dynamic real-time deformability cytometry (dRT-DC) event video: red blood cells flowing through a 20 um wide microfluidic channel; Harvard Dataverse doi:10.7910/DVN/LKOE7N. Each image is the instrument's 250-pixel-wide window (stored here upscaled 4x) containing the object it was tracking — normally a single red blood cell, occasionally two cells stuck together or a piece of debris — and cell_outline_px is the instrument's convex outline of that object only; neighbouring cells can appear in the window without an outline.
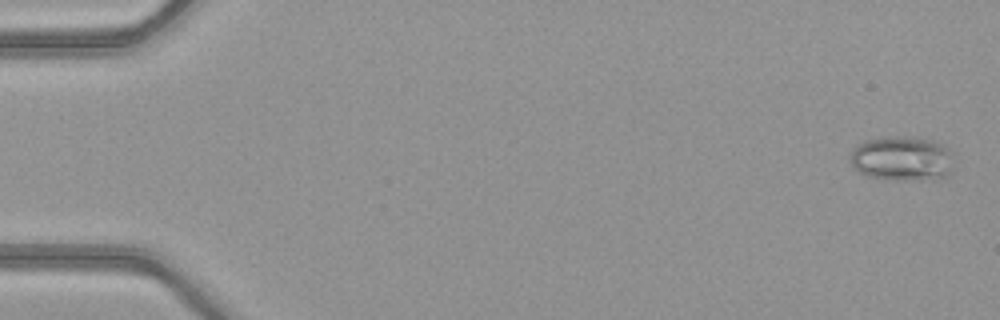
{"species": "common noctule bat (a hibernating species)", "species_latin": "Nyctalus noctula", "temperature_condition": "warm", "stored_images_in_passage": 51, "camera_frame_rate_fps": 3000, "um_per_image_px": 0.085, "animal": {"sex": "female", "body_mass_g": 21.9}, "frame": {"image": 1, "passage_image": 2, "time_ms": 0.333, "image_size_px": [1000, 320], "cell_outline_px": [[956, 152], [952, 168], [940, 180], [896, 180], [868, 176], [860, 172], [852, 164], [852, 148], [856, 144], [868, 140], [884, 136], [908, 136], [932, 140]], "centroid_in_image_um": [76.75, 13.47], "position_along_channel_um": 8.3, "area_um2": 27.4}}
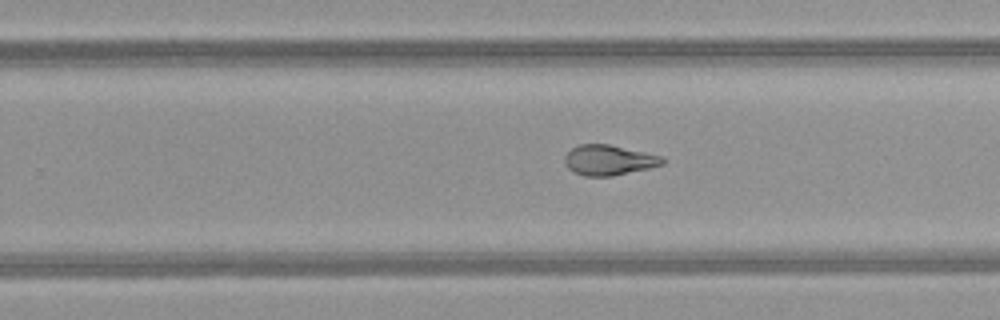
{"frame": {"image": 2, "passage_image": 33, "time_ms": 10.667, "image_size_px": [1000, 320], "cell_outline_px": [[664, 164], [648, 168], [612, 176], [584, 176], [572, 172], [564, 164], [564, 156], [572, 148], [580, 144], [608, 144], [664, 156]], "centroid_in_image_um": [51.73, 13.61], "position_along_channel_um": 278.1, "area_um2": 17.28}}
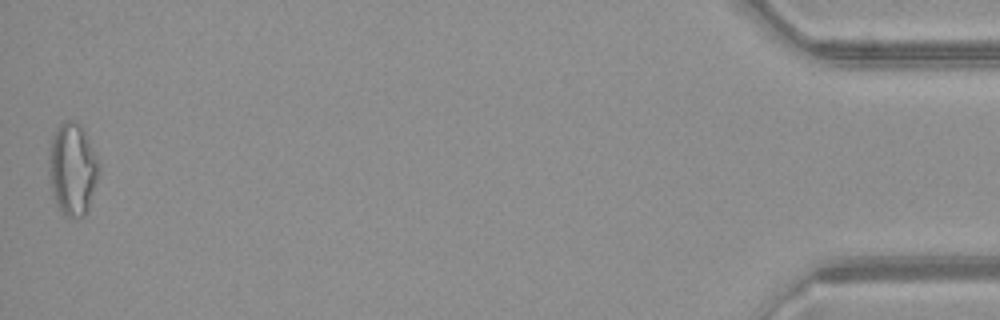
{"frame": {"image": 3, "passage_image": 51, "time_ms": 16.667, "image_size_px": [1000, 320], "cell_outline_px": [[100, 168], [88, 208], [84, 216], [68, 216], [56, 204], [52, 192], [48, 176], [48, 144], [60, 120], [72, 120], [80, 124], [84, 128], [100, 164]], "centroid_in_image_um": [6.13, 14.28], "position_along_channel_um": 429.1, "area_um2": 27.22}, "authors_computed_cell_mechanics": {"area_um2": 19.652, "velocity_mm_per_s": 4.105, "shape_relaxation_time_tau1_ms": null, "shape_relaxation_time_tau2_ms": 1.3416, "deformation_change_tau1": null, "deformation_change_tau2": 0.0834}}